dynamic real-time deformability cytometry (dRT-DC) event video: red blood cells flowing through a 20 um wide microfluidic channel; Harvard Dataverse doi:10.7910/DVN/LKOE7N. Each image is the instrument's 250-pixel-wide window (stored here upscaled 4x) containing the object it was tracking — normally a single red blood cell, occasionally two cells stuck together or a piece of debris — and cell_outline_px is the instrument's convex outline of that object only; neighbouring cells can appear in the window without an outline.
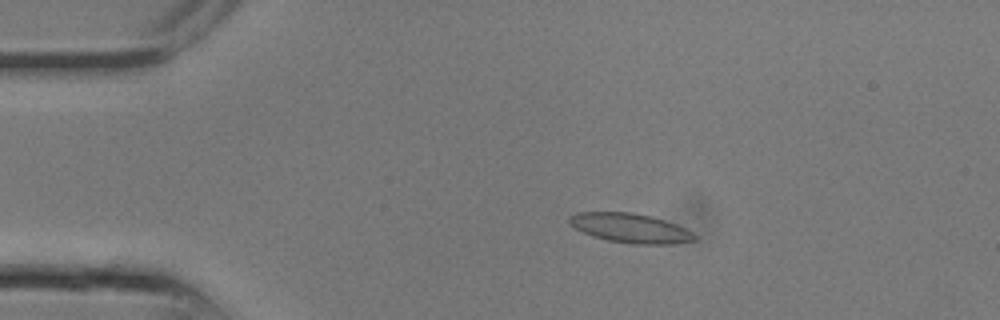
{"species": "common noctule bat (a hibernating species)", "species_latin": "Nyctalus noctula", "temperature_condition": "room temperature", "stored_images_in_passage": 24, "camera_frame_rate_fps": 3000, "um_per_image_px": 0.085, "animal": {"sex": "male", "body_mass_g": 13.3}, "frame": {"image": 1, "passage_image": 4, "time_ms": 1.0, "image_size_px": [1000, 320], "cell_outline_px": [[696, 240], [672, 244], [632, 244], [608, 240], [592, 236], [568, 224], [568, 216], [576, 212], [632, 212], [652, 216], [676, 224], [692, 232], [696, 236]], "centroid_in_image_um": [53.56, 19.38], "position_along_channel_um": 31.4, "area_um2": 21.5}}
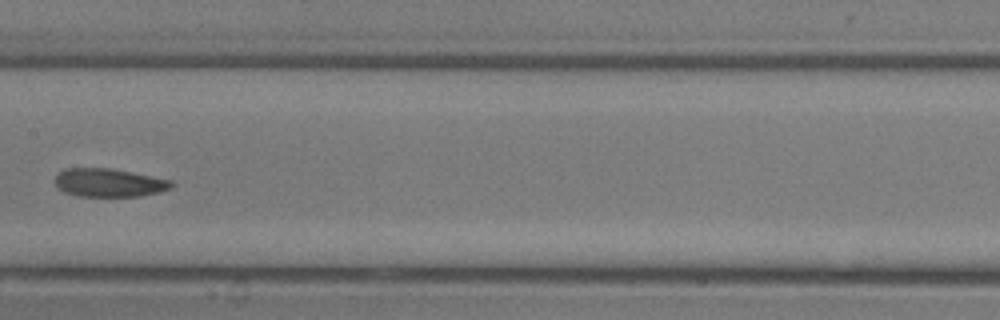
{"frame": {"image": 2, "passage_image": 12, "time_ms": 3.667, "image_size_px": [1000, 320], "cell_outline_px": [[172, 188], [160, 192], [136, 196], [76, 196], [64, 192], [56, 184], [56, 176], [64, 168], [112, 168], [172, 180]], "centroid_in_image_um": [9.28, 15.52], "position_along_channel_um": 198.1, "area_um2": 19.13}}
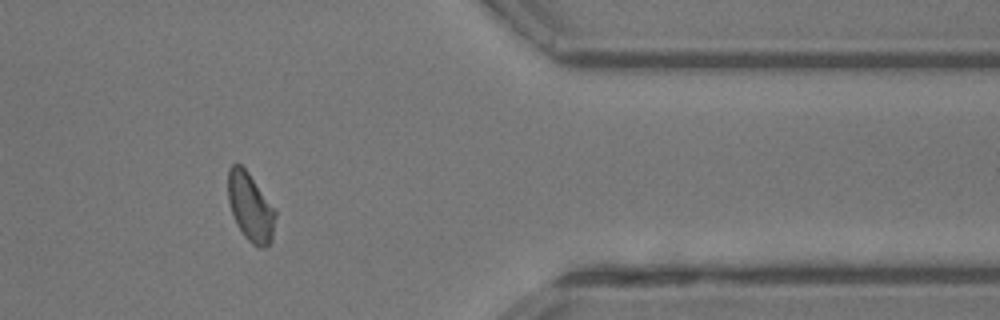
{"frame": {"image": 3, "passage_image": 20, "time_ms": 6.333, "image_size_px": [1000, 320], "cell_outline_px": [[276, 216], [272, 240], [264, 248], [256, 248], [244, 236], [236, 224], [228, 200], [228, 168], [232, 164], [240, 164], [248, 172], [276, 212]], "centroid_in_image_um": [21.27, 17.63], "position_along_channel_um": 390.1, "area_um2": 18.73}}